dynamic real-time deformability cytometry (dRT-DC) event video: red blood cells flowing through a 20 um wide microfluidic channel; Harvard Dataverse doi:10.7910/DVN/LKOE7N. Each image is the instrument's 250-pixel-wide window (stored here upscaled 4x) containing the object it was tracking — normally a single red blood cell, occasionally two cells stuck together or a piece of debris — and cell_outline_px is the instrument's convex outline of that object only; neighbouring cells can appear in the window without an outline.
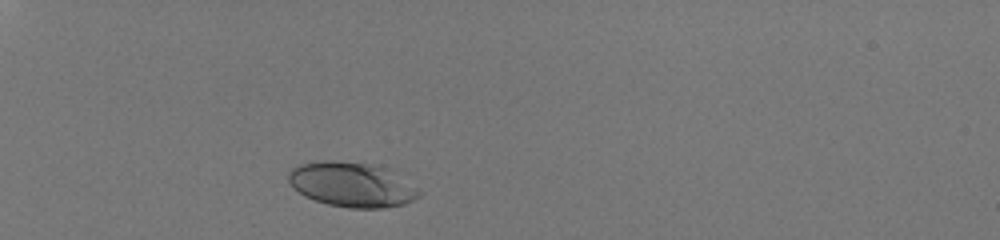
{"species": "human", "species_latin": "Homo sapiens", "temperature_condition": "room temperature", "stored_images_in_passage": 30, "camera_frame_rate_fps": 3000, "um_per_image_px": 0.085, "donor": {"sex": "male"}, "frame": {"image": 1, "passage_image": 1, "time_ms": 0.0, "image_size_px": [1000, 240], "cell_outline_px": [[420, 196], [404, 204], [384, 208], [348, 208], [328, 204], [304, 196], [292, 188], [288, 180], [288, 172], [292, 168], [300, 164], [320, 160], [332, 160], [364, 164], [380, 168], [416, 188], [420, 192]], "centroid_in_image_um": [29.78, 15.71], "position_along_channel_um": 55.2, "area_um2": 33.18}}
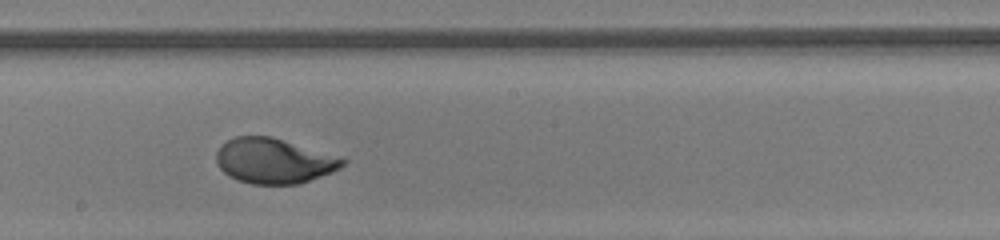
{"frame": {"image": 2, "passage_image": 17, "time_ms": 5.333, "image_size_px": [1000, 240], "cell_outline_px": [[348, 160], [340, 168], [332, 172], [300, 184], [252, 184], [228, 176], [216, 164], [216, 152], [220, 144], [236, 136], [272, 136]], "centroid_in_image_um": [23.24, 13.67], "position_along_channel_um": 225.0, "area_um2": 33.12}}
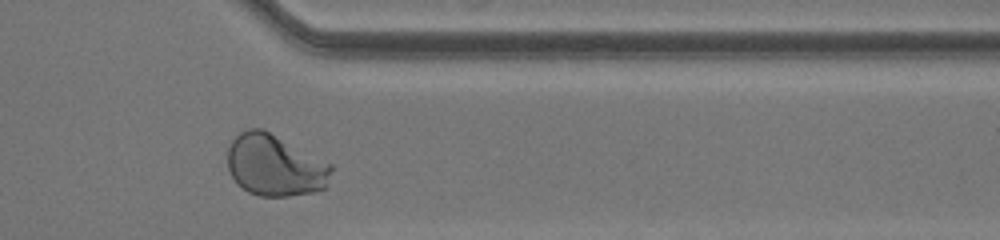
{"frame": {"image": 3, "passage_image": 29, "time_ms": 9.333, "image_size_px": [1000, 240], "cell_outline_px": [[332, 168], [324, 188], [312, 192], [288, 196], [260, 196], [248, 192], [236, 184], [228, 168], [228, 148], [232, 140], [240, 132], [248, 128], [264, 128], [332, 164]], "centroid_in_image_um": [23.34, 14.04], "position_along_channel_um": 388.1, "area_um2": 37.28}, "authors_computed_cell_mechanics": {"area_um2": 33.5818, "velocity_mm_per_s": 4.0593, "shape_relaxation_time_tau1_ms": 3.2241, "shape_relaxation_time_tau2_ms": null, "deformation_change_tau1": 0.1734, "deformation_change_tau2": null}}